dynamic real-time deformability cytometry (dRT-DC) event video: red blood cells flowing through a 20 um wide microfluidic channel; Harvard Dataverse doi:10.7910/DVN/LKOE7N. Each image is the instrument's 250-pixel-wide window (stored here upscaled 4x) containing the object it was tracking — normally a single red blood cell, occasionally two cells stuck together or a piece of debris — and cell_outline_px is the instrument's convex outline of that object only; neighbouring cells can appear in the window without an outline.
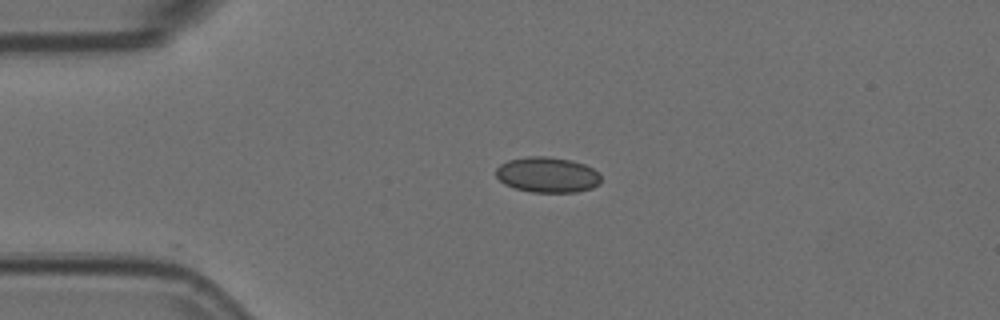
{"species": "Egyptian fruit bat (a non-hibernating species)", "species_latin": "Rousettus aegyptiacus", "temperature_condition": "room temperature", "stored_images_in_passage": 11, "camera_frame_rate_fps": 3000, "um_per_image_px": 0.085, "animal": {"sex": "female"}, "frame": {"image": 1, "passage_image": 1, "time_ms": 0.0, "image_size_px": [1000, 320], "cell_outline_px": [[600, 184], [592, 188], [576, 192], [532, 192], [516, 188], [504, 184], [496, 176], [496, 168], [500, 164], [508, 160], [528, 156], [548, 156], [572, 160], [584, 164], [600, 172]], "centroid_in_image_um": [46.54, 14.85], "position_along_channel_um": 38.5, "area_um2": 21.85}}
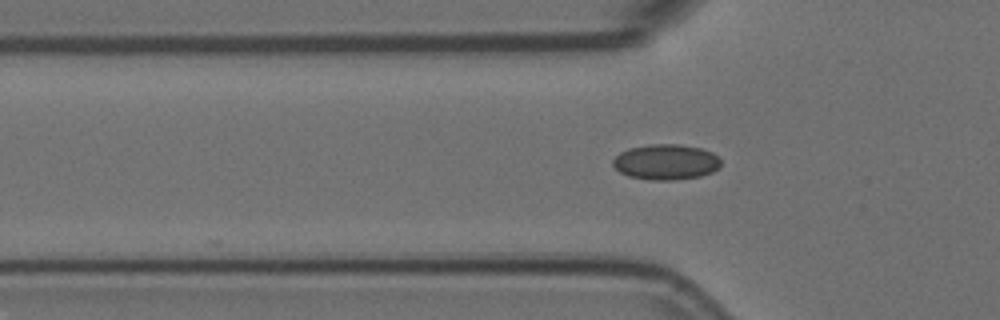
{"frame": {"image": 2, "passage_image": 6, "time_ms": 1.667, "image_size_px": [1000, 320], "cell_outline_px": [[720, 168], [712, 172], [700, 176], [676, 180], [652, 180], [628, 176], [620, 172], [612, 164], [612, 160], [620, 152], [628, 148], [652, 144], [680, 144], [700, 148], [712, 152], [720, 160]], "centroid_in_image_um": [56.6, 13.77], "position_along_channel_um": 69.2, "area_um2": 22.37}}
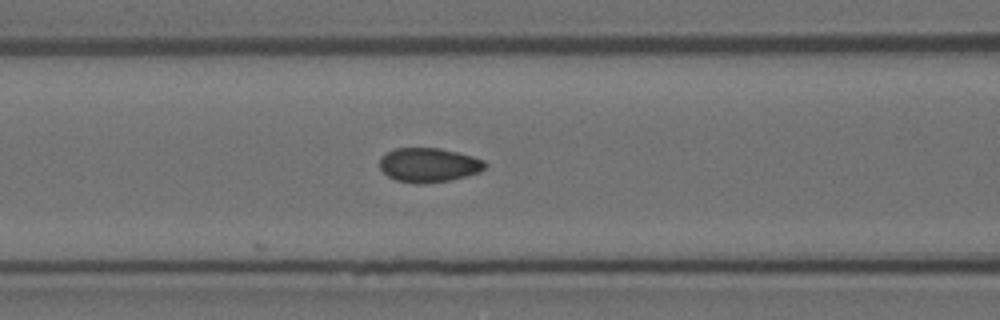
{"frame": {"image": 3, "passage_image": 11, "time_ms": 3.333, "image_size_px": [1000, 320], "cell_outline_px": [[488, 164], [480, 172], [448, 180], [424, 184], [416, 184], [396, 180], [388, 176], [380, 168], [380, 156], [384, 152], [396, 148], [440, 148], [472, 156], [484, 160]], "centroid_in_image_um": [36.41, 14.02], "position_along_channel_um": 130.2, "area_um2": 21.1}}